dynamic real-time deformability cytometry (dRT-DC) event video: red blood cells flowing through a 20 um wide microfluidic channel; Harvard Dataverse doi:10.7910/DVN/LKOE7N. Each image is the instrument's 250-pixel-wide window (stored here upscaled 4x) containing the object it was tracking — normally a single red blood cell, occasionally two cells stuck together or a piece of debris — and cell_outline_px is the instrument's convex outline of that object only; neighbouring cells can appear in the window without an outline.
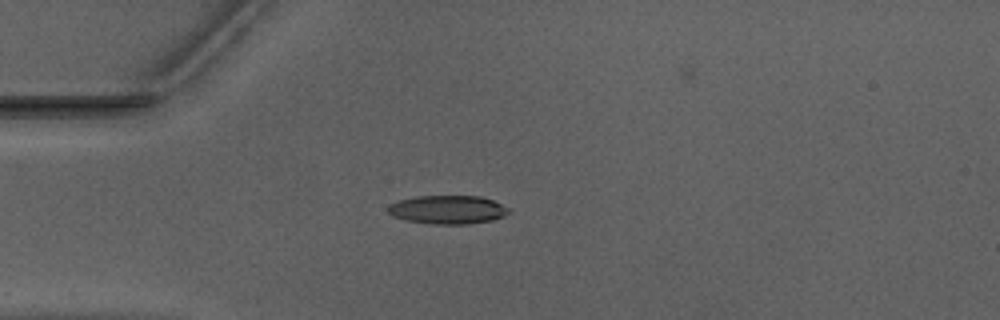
{"species": "Egyptian fruit bat (a non-hibernating species)", "species_latin": "Rousettus aegyptiacus", "temperature_condition": "warm", "stored_images_in_passage": 17, "camera_frame_rate_fps": 3000, "um_per_image_px": 0.085, "animal": {"sex": "male"}, "frame": {"image": 1, "passage_image": 1, "time_ms": 0.0, "image_size_px": [1000, 320], "cell_outline_px": [[508, 212], [504, 216], [492, 220], [468, 224], [432, 224], [404, 220], [392, 216], [388, 212], [388, 204], [400, 200], [416, 196], [480, 196], [492, 200], [508, 208]], "centroid_in_image_um": [38.01, 17.82], "position_along_channel_um": 47.0, "area_um2": 20.06}}
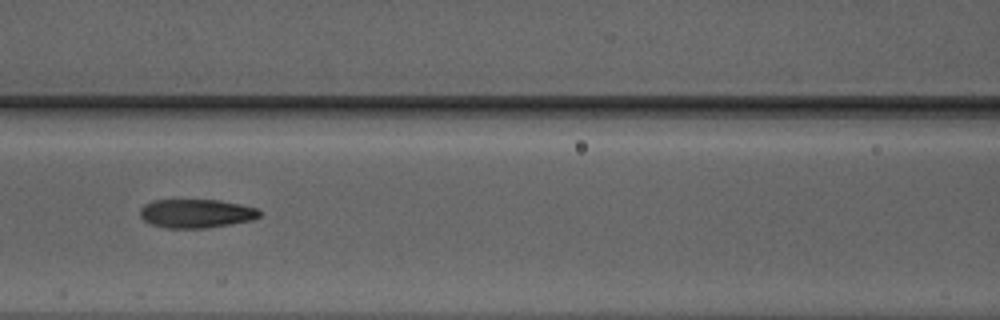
{"frame": {"image": 2, "passage_image": 10, "time_ms": 3.0, "image_size_px": [1000, 320], "cell_outline_px": [[260, 216], [252, 220], [208, 228], [164, 228], [152, 224], [144, 220], [140, 216], [140, 208], [144, 204], [152, 200], [220, 200], [240, 204], [256, 208], [260, 212]], "centroid_in_image_um": [16.65, 18.14], "position_along_channel_um": 149.9, "area_um2": 20.06}}
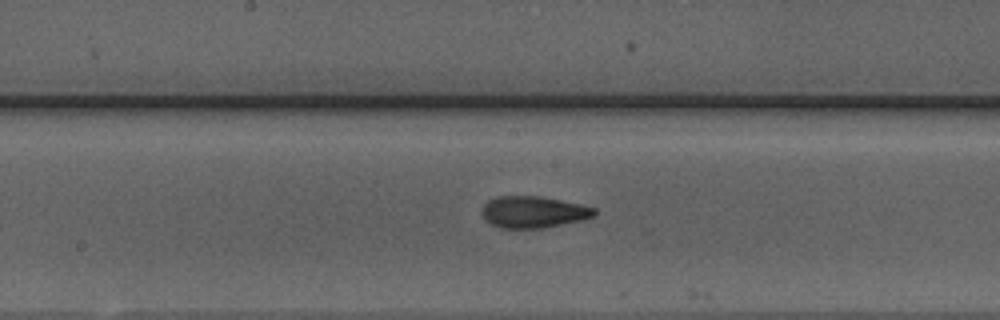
{"frame": {"image": 3, "passage_image": 14, "time_ms": 4.333, "image_size_px": [1000, 320], "cell_outline_px": [[596, 216], [584, 220], [544, 228], [500, 228], [492, 224], [480, 212], [484, 204], [488, 200], [496, 196], [540, 196], [580, 204], [596, 208]], "centroid_in_image_um": [45.37, 18.02], "position_along_channel_um": 202.8, "area_um2": 20.87}}